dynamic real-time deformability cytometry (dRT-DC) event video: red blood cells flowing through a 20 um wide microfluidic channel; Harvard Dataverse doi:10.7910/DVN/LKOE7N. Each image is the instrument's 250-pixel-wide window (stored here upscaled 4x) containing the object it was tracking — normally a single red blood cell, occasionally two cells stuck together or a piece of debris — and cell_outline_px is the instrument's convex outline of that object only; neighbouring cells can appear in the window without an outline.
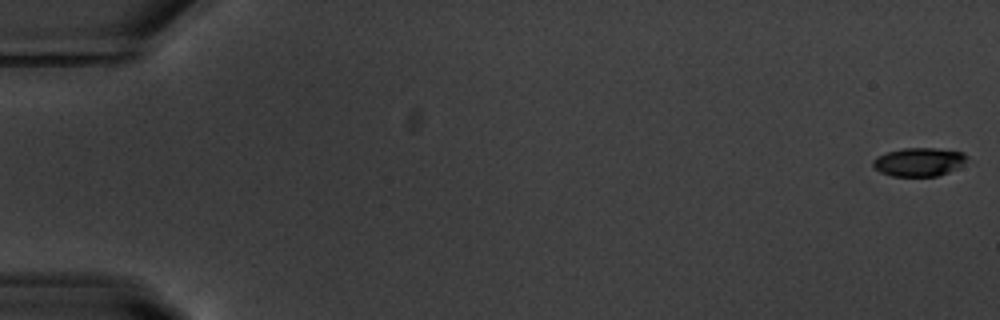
{"species": "common noctule bat (a hibernating species)", "species_latin": "Nyctalus noctula", "temperature_condition": "warm", "stored_images_in_passage": 55, "camera_frame_rate_fps": 3000, "um_per_image_px": 0.085, "animal": {"sex": "male", "body_mass_g": 20.1, "forearm_length_mm": 53.5}, "frame": {"image": 1, "passage_image": 1, "time_ms": 0.0, "image_size_px": [1000, 320], "cell_outline_px": [[968, 156], [956, 168], [948, 172], [936, 176], [892, 176], [880, 172], [872, 164], [872, 160], [876, 156], [888, 152], [904, 148], [936, 148], [964, 152]], "centroid_in_image_um": [78.07, 13.76], "position_along_channel_um": 6.9, "area_um2": 15.43}}
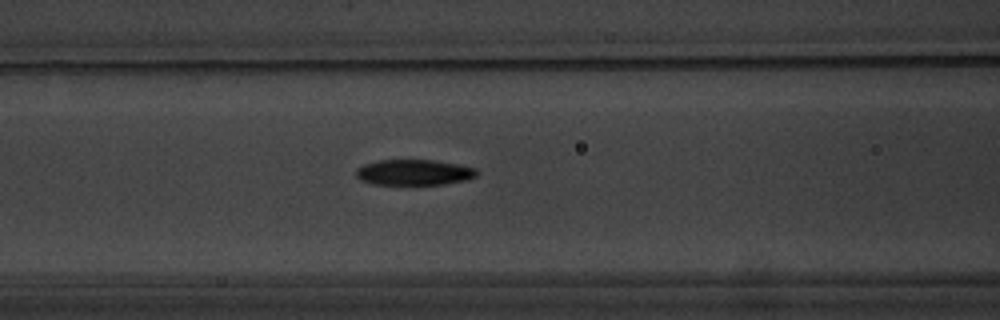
{"frame": {"image": 2, "passage_image": 24, "time_ms": 7.667, "image_size_px": [1000, 320], "cell_outline_px": [[476, 176], [468, 180], [444, 184], [372, 184], [360, 180], [356, 176], [356, 168], [364, 164], [380, 160], [432, 160], [460, 164], [476, 168]], "centroid_in_image_um": [35.19, 14.65], "position_along_channel_um": 131.4, "area_um2": 18.09}}
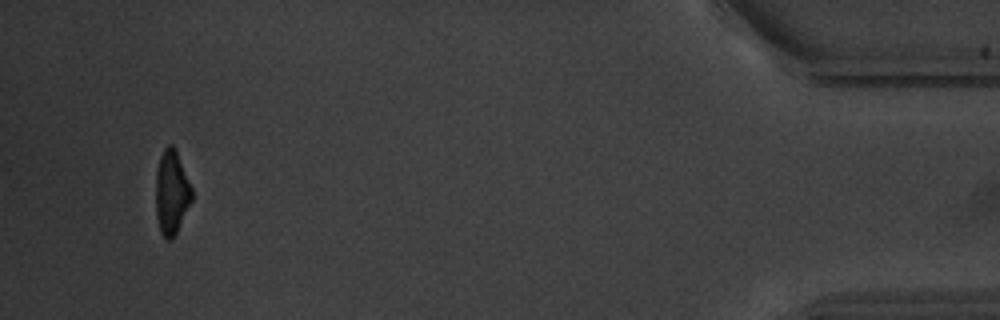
{"frame": {"image": 3, "passage_image": 53, "time_ms": 17.333, "image_size_px": [1000, 320], "cell_outline_px": [[192, 200], [172, 240], [168, 240], [160, 232], [156, 216], [156, 168], [160, 156], [164, 148], [168, 144], [172, 144], [176, 152], [192, 188]], "centroid_in_image_um": [14.56, 16.36], "position_along_channel_um": 420.6, "area_um2": 17.46}, "authors_computed_cell_mechanics": {"area_um2": 18.3226, "velocity_mm_per_s": 3.7253, "shape_relaxation_time_tau1_ms": 2.7998, "shape_relaxation_time_tau2_ms": 7.0823, "deformation_change_tau1": 0.1599, "deformation_change_tau2": 0.1346}}